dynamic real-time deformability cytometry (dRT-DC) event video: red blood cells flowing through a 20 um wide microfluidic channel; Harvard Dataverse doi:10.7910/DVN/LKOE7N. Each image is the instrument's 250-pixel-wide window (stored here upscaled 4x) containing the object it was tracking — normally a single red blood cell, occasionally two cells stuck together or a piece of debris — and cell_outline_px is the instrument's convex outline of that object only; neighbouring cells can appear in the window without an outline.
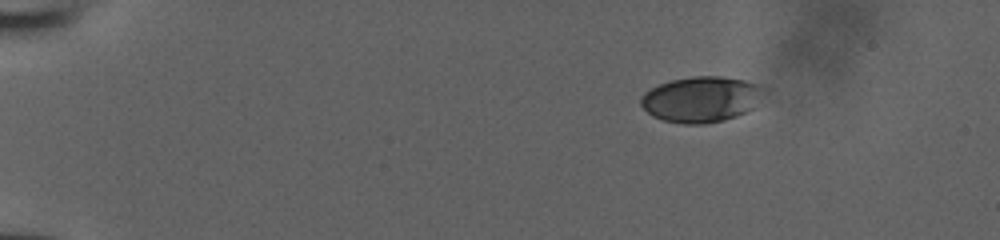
{"species": "human", "species_latin": "Homo sapiens", "temperature_condition": "room temperature", "stored_images_in_passage": 44, "camera_frame_rate_fps": 3000, "um_per_image_px": 0.085, "donor": {"sex": "male"}, "frame": {"image": 1, "passage_image": 1, "time_ms": 0.0, "image_size_px": [1000, 240], "cell_outline_px": [[768, 92], [752, 108], [736, 116], [724, 120], [704, 124], [684, 124], [664, 120], [652, 116], [640, 104], [640, 96], [644, 92], [660, 84], [672, 80], [692, 76], [720, 76], [744, 80], [760, 84], [768, 88]], "centroid_in_image_um": [59.65, 8.43], "position_along_channel_um": 25.3, "area_um2": 33.06}}
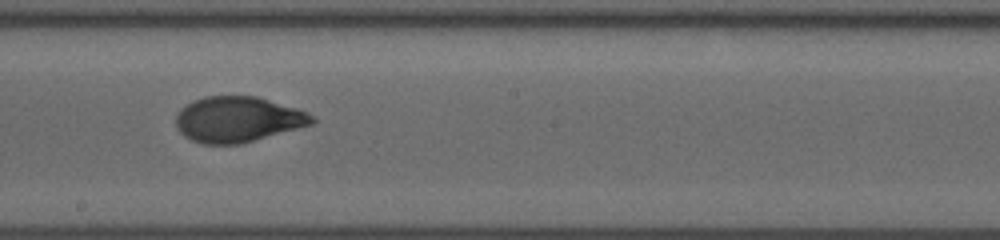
{"frame": {"image": 2, "passage_image": 24, "time_ms": 7.667, "image_size_px": [1000, 240], "cell_outline_px": [[316, 120], [312, 124], [240, 144], [204, 144], [192, 140], [184, 136], [176, 128], [176, 116], [180, 108], [192, 100], [204, 96], [256, 96], [296, 108], [308, 112], [316, 116]], "centroid_in_image_um": [20.19, 10.14], "position_along_channel_um": 228.0, "area_um2": 36.18}}
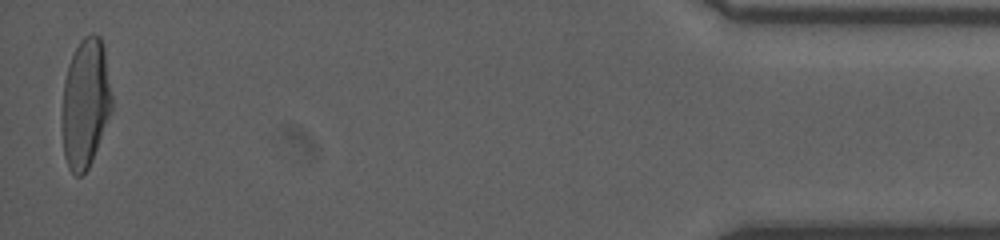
{"frame": {"image": 3, "passage_image": 44, "time_ms": 14.333, "image_size_px": [1000, 240], "cell_outline_px": [[112, 112], [92, 160], [88, 168], [80, 176], [76, 176], [68, 168], [64, 156], [60, 116], [64, 80], [68, 64], [80, 40], [84, 36], [92, 32], [100, 36], [104, 48], [112, 96]], "centroid_in_image_um": [7.24, 8.78], "position_along_channel_um": 428.0, "area_um2": 38.15}}